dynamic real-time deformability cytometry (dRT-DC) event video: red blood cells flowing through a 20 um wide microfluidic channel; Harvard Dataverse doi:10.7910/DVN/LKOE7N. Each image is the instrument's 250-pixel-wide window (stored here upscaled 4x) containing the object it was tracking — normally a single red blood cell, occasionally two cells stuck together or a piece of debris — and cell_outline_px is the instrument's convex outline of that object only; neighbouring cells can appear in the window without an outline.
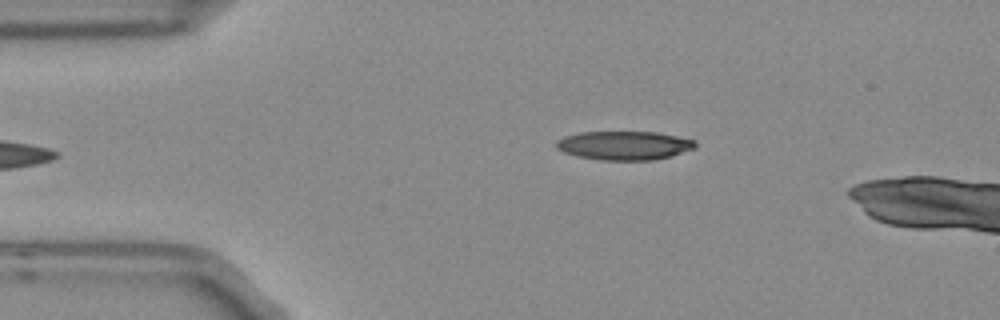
{"species": "Egyptian fruit bat (a non-hibernating species)", "species_latin": "Rousettus aegyptiacus", "temperature_condition": "room temperature", "stored_images_in_passage": 4, "camera_frame_rate_fps": 3000, "um_per_image_px": 0.085, "frame": {"image": 1, "passage_image": 4, "time_ms": 1.0, "image_size_px": [1000, 320], "cell_outline_px": [[696, 148], [668, 156], [652, 160], [604, 160], [576, 156], [564, 152], [556, 148], [556, 140], [564, 136], [580, 132], [656, 132], [696, 140]], "centroid_in_image_um": [53.03, 12.36], "position_along_channel_um": 32.0, "area_um2": 23.24}}